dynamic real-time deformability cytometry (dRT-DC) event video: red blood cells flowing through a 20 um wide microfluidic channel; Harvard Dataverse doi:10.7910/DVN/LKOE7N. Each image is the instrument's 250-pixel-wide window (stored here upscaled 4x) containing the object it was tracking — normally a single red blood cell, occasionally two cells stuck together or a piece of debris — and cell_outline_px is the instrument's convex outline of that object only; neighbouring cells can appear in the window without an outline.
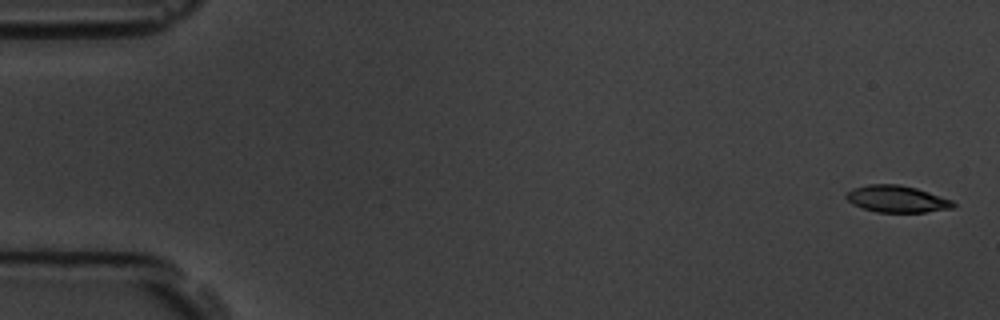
{"species": "common noctule bat (a hibernating species)", "species_latin": "Nyctalus noctula", "temperature_condition": "room temperature", "stored_images_in_passage": 5, "camera_frame_rate_fps": 3000, "um_per_image_px": 0.085, "animal": {"sex": "male", "body_mass_g": 19.5, "forearm_length_mm": 54.6}, "frame": {"image": 1, "passage_image": 1, "time_ms": 0.0, "image_size_px": [1000, 320], "cell_outline_px": [[956, 204], [952, 208], [924, 212], [876, 212], [852, 204], [844, 196], [852, 188], [868, 184], [900, 184], [916, 188], [952, 200]], "centroid_in_image_um": [76.21, 16.9], "position_along_channel_um": 8.8, "area_um2": 16.65}}
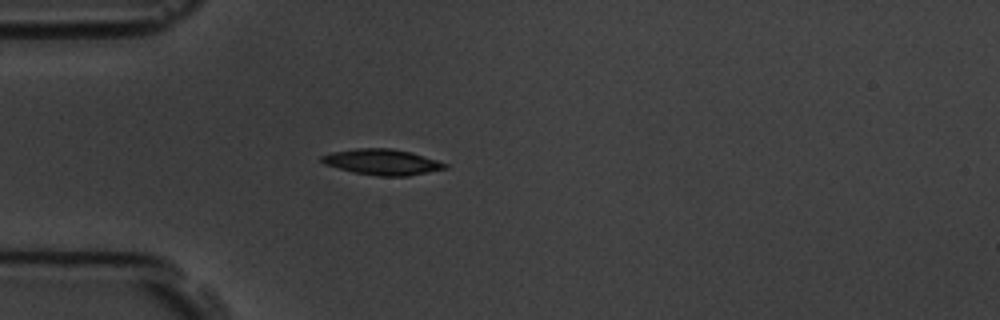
{"frame": {"image": 2, "passage_image": 5, "time_ms": 4.667, "image_size_px": [1000, 320], "cell_outline_px": [[448, 168], [408, 176], [380, 176], [352, 172], [324, 164], [320, 160], [320, 156], [332, 152], [356, 148], [392, 148], [412, 152], [448, 164]], "centroid_in_image_um": [32.48, 13.76], "position_along_channel_um": 52.5, "area_um2": 18.55}}